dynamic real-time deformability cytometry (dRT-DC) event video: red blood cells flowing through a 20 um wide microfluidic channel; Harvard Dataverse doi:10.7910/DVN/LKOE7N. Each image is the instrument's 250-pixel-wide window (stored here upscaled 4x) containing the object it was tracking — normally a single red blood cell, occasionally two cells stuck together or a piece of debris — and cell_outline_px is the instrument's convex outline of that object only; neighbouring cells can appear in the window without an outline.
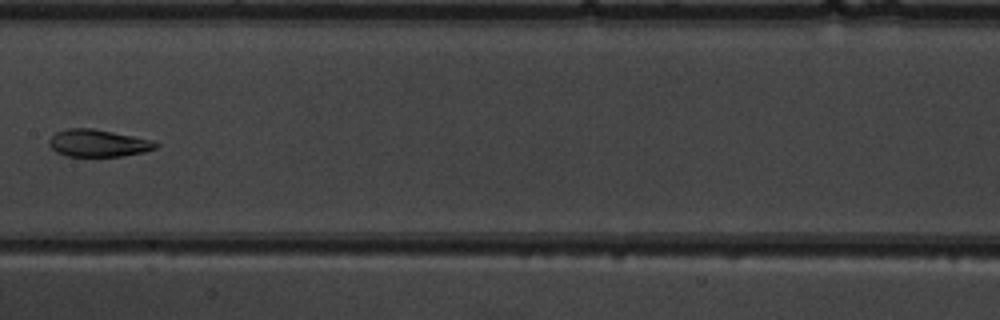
{"species": "common noctule bat (a hibernating species)", "species_latin": "Nyctalus noctula", "temperature_condition": "warm", "stored_images_in_passage": 8, "camera_frame_rate_fps": 3000, "um_per_image_px": 0.085, "animal": {"sex": "male", "body_mass_g": 19.5, "forearm_length_mm": 54.6}, "frame": {"image": 1, "passage_image": 8, "time_ms": 8.0, "image_size_px": [1000, 320], "cell_outline_px": [[160, 144], [156, 148], [144, 152], [124, 156], [64, 156], [56, 152], [48, 144], [48, 140], [56, 132], [64, 128], [92, 128], [152, 140]], "centroid_in_image_um": [8.31, 12.17], "position_along_channel_um": 199.1, "area_um2": 16.99}}